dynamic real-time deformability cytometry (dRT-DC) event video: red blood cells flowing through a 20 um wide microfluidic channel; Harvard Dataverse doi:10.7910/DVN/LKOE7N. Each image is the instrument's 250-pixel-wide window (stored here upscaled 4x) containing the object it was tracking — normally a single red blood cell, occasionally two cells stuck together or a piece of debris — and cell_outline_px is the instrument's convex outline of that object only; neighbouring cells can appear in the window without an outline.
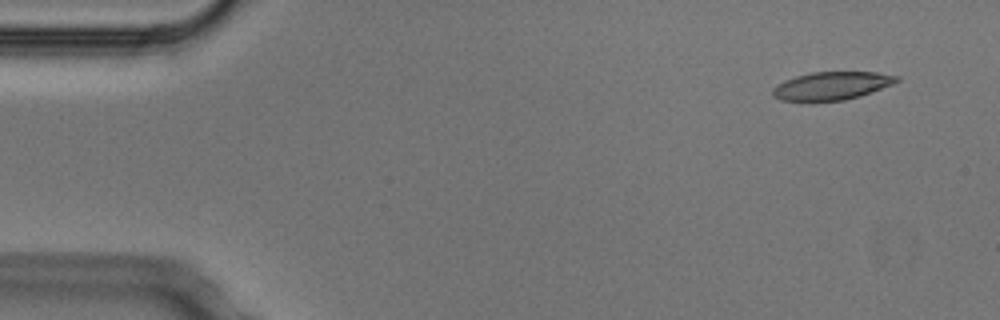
{"species": "Egyptian fruit bat (a non-hibernating species)", "species_latin": "Rousettus aegyptiacus", "temperature_condition": "cold", "stored_images_in_passage": 5, "segment_of_instrument_passage": [1, 2], "camera_frame_rate_fps": 3000, "um_per_image_px": 0.085, "animal": {"sex": "male"}, "frame": {"image": 1, "passage_image": 1, "time_ms": 0.0, "image_size_px": [1000, 320], "cell_outline_px": [[900, 80], [892, 84], [872, 92], [860, 96], [844, 100], [780, 100], [772, 96], [772, 88], [776, 84], [784, 80], [796, 76], [812, 72], [876, 72], [900, 76]], "centroid_in_image_um": [70.69, 7.28], "position_along_channel_um": 14.3, "area_um2": 20.17}}